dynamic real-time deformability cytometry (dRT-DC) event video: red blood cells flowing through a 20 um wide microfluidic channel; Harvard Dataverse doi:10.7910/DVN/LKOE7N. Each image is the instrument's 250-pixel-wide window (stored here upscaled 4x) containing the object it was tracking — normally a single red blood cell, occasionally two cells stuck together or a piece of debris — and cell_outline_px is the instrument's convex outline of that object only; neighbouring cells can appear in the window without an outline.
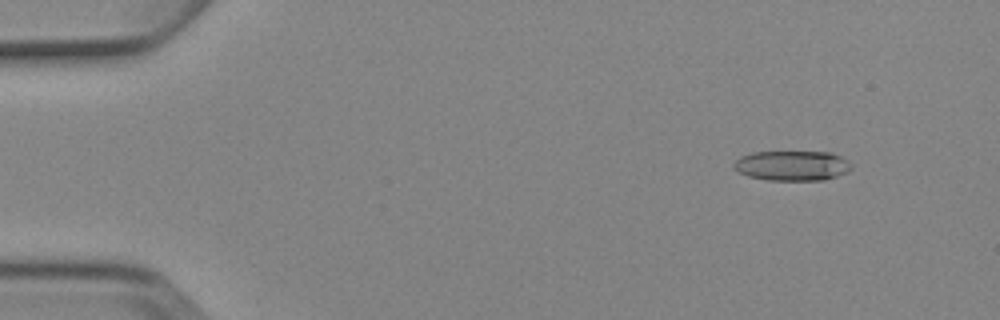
{"species": "Egyptian fruit bat (a non-hibernating species)", "species_latin": "Rousettus aegyptiacus", "temperature_condition": "cold", "stored_images_in_passage": 4, "camera_frame_rate_fps": 3000, "um_per_image_px": 0.085, "animal": {"sex": "female"}, "frame": {"image": 1, "passage_image": 2, "time_ms": 1.333, "image_size_px": [1000, 320], "cell_outline_px": [[852, 168], [848, 172], [824, 180], [768, 180], [748, 176], [732, 168], [732, 164], [740, 156], [752, 152], [832, 152], [848, 160], [852, 164]], "centroid_in_image_um": [67.34, 14.07], "position_along_channel_um": 17.7, "area_um2": 20.69}}